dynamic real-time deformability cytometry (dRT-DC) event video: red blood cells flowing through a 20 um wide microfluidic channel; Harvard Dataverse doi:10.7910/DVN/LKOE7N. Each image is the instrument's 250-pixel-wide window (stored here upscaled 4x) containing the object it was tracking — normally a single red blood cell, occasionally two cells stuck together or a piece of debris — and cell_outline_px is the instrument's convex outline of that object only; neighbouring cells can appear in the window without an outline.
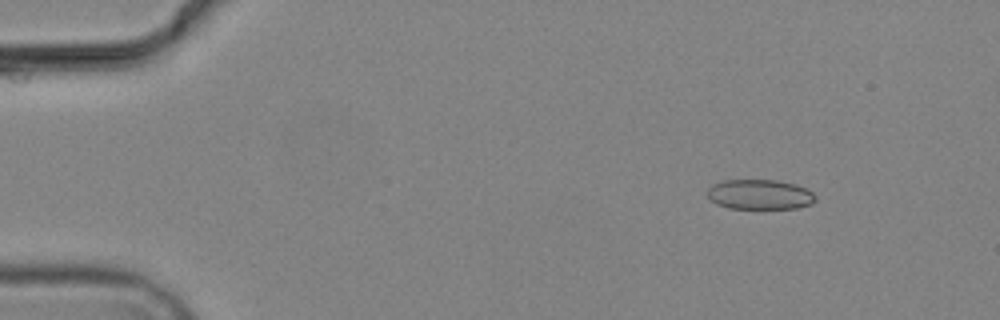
{"species": "common noctule bat (a hibernating species)", "species_latin": "Nyctalus noctula", "temperature_condition": "cold", "stored_images_in_passage": 4, "camera_frame_rate_fps": 3000, "um_per_image_px": 0.085, "animal": {"sex": "male", "body_mass_g": 19.2, "forearm_length_mm": 51.8}, "frame": {"image": 1, "passage_image": 2, "time_ms": 1.333, "image_size_px": [1000, 320], "cell_outline_px": [[816, 200], [812, 204], [796, 208], [728, 208], [716, 204], [708, 196], [708, 188], [712, 184], [724, 180], [776, 180], [792, 184], [804, 188], [812, 192], [816, 196]], "centroid_in_image_um": [64.57, 16.53], "position_along_channel_um": 20.4, "area_um2": 18.73}}
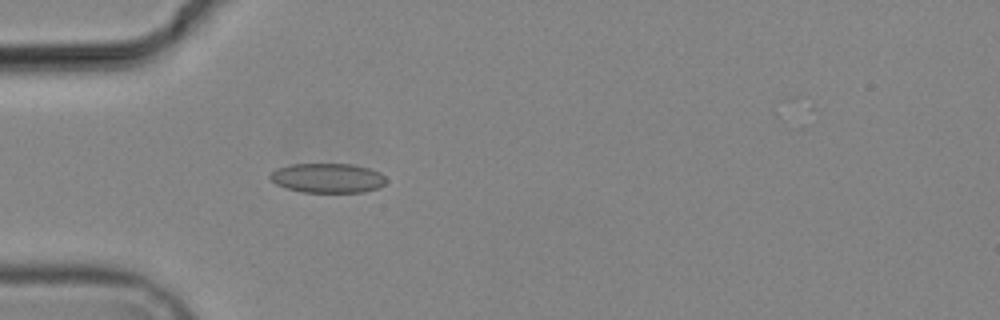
{"frame": {"image": 2, "passage_image": 4, "time_ms": 4.667, "image_size_px": [1000, 320], "cell_outline_px": [[388, 180], [380, 188], [364, 192], [304, 192], [288, 188], [276, 184], [268, 176], [276, 168], [292, 164], [352, 164], [368, 168], [380, 172]], "centroid_in_image_um": [27.88, 15.13], "position_along_channel_um": 57.1, "area_um2": 20.0}}